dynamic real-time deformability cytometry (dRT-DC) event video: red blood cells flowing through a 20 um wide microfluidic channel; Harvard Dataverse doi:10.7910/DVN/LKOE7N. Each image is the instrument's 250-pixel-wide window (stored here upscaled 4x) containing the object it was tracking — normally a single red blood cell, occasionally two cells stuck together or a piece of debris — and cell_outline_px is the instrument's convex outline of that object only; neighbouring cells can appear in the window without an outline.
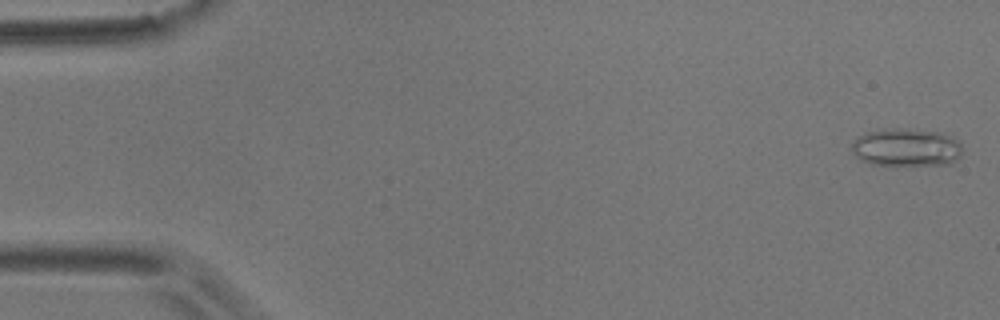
{"species": "common noctule bat (a hibernating species)", "species_latin": "Nyctalus noctula", "temperature_condition": "room temperature", "stored_images_in_passage": 4, "camera_frame_rate_fps": 3000, "um_per_image_px": 0.085, "animal": {"sex": "male", "body_mass_g": 17.9}, "frame": {"image": 1, "passage_image": 1, "time_ms": 0.0, "image_size_px": [1000, 320], "cell_outline_px": [[960, 156], [952, 164], [872, 164], [860, 160], [852, 152], [852, 144], [856, 136], [868, 132], [884, 128], [908, 128], [940, 132], [960, 140]], "centroid_in_image_um": [77.02, 12.5], "position_along_channel_um": 8.0, "area_um2": 24.51}}